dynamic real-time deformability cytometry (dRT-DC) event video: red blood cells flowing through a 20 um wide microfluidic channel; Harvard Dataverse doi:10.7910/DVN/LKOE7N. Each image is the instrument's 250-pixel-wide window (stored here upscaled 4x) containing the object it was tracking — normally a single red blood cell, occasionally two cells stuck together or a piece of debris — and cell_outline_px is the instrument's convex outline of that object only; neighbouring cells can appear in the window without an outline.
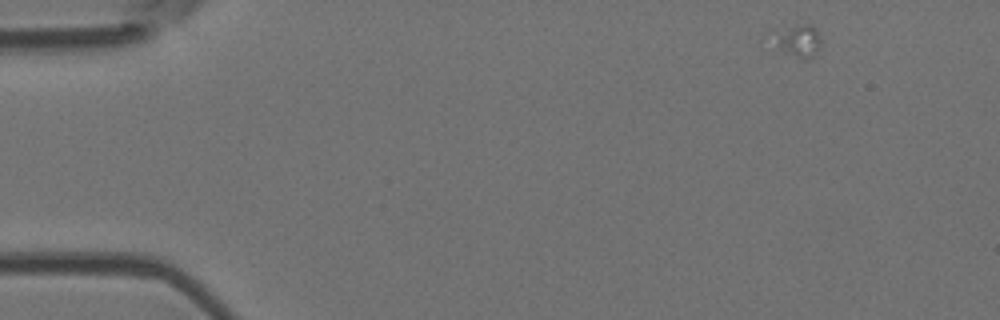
{"species": "Egyptian fruit bat (a non-hibernating species)", "species_latin": "Rousettus aegyptiacus", "temperature_condition": "room temperature", "stored_images_in_passage": 4, "camera_frame_rate_fps": 3000, "um_per_image_px": 0.085, "animal": {"sex": "female"}, "frame": {"image": 1, "passage_image": 1, "time_ms": 0.0, "image_size_px": [1000, 320], "cell_outline_px": [[820, 44], [816, 56], [808, 60], [800, 60], [760, 40], [768, 28], [808, 24], [812, 24], [820, 40]], "centroid_in_image_um": [67.51, 3.45], "position_along_channel_um": 17.5, "area_um2": 10.69}}